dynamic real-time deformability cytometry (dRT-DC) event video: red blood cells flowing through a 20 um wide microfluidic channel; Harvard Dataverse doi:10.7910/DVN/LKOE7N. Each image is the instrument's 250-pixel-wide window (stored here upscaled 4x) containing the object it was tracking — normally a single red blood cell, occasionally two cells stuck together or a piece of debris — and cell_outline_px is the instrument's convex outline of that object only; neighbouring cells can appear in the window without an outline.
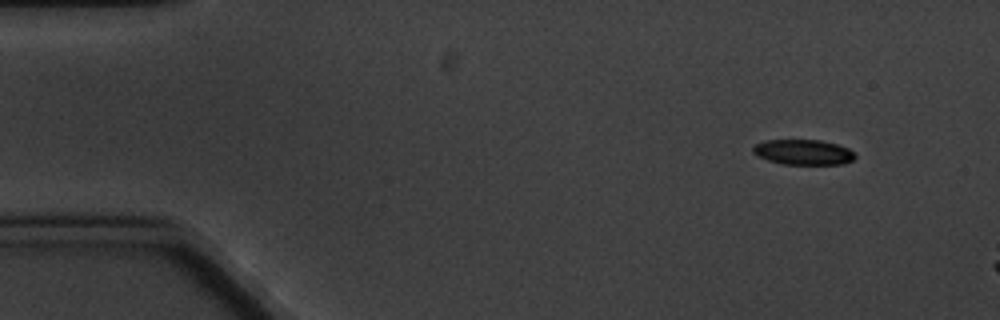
{"species": "common noctule bat (a hibernating species)", "species_latin": "Nyctalus noctula", "temperature_condition": "cold", "stored_images_in_passage": 4, "camera_frame_rate_fps": 3000, "um_per_image_px": 0.085, "animal": {"sex": "male", "body_mass_g": 20.1, "forearm_length_mm": 53.5}, "frame": {"image": 1, "passage_image": 2, "time_ms": 1.0, "image_size_px": [1000, 320], "cell_outline_px": [[856, 156], [852, 160], [844, 164], [784, 164], [768, 160], [756, 156], [752, 152], [752, 148], [756, 144], [764, 140], [820, 140], [836, 144], [848, 148]], "centroid_in_image_um": [68.25, 12.93], "position_along_channel_um": 16.8, "area_um2": 14.97}}